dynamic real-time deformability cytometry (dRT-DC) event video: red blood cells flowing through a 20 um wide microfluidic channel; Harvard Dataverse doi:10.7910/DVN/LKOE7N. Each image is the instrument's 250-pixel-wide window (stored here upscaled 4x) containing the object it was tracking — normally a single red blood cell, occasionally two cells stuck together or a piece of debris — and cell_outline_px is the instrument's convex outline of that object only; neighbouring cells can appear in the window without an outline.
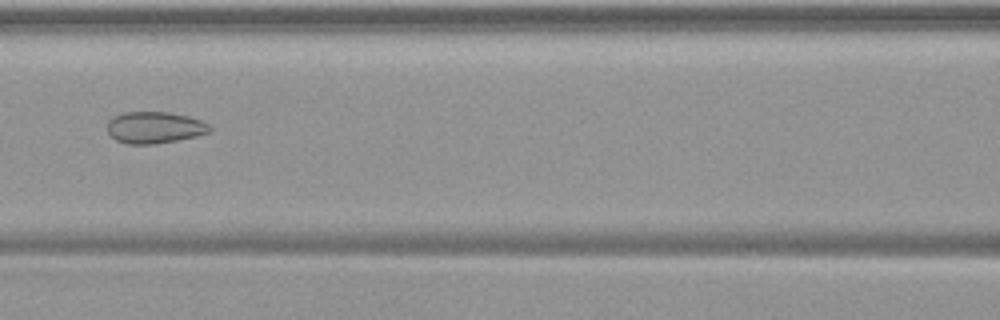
{"species": "common noctule bat (a hibernating species)", "species_latin": "Nyctalus noctula", "temperature_condition": "warm", "stored_images_in_passage": 54, "camera_frame_rate_fps": 3000, "um_per_image_px": 0.085, "animal": {"sex": "female", "body_mass_g": 19.9}, "frame": {"image": 1, "passage_image": 25, "time_ms": 8.0, "image_size_px": [1000, 320], "cell_outline_px": [[212, 132], [196, 136], [156, 144], [128, 144], [116, 140], [108, 132], [108, 120], [112, 116], [124, 112], [168, 112], [188, 116], [200, 120], [208, 124], [212, 128]], "centroid_in_image_um": [13.14, 10.83], "position_along_channel_um": 153.5, "area_um2": 18.96}}
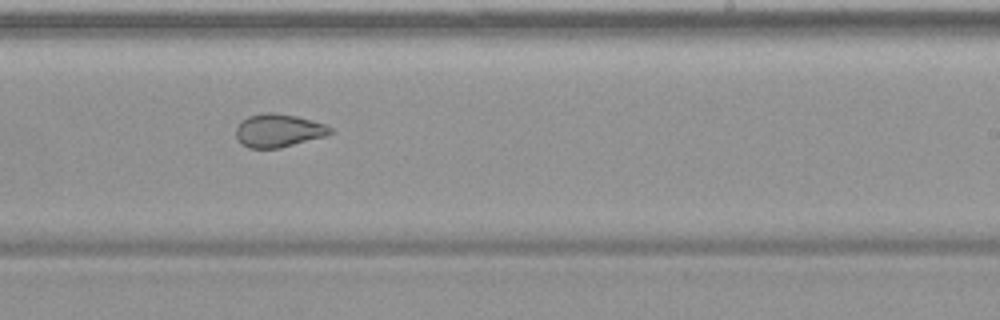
{"frame": {"image": 2, "passage_image": 34, "time_ms": 11.0, "image_size_px": [1000, 320], "cell_outline_px": [[332, 132], [328, 136], [280, 148], [248, 148], [240, 144], [236, 140], [236, 128], [248, 116], [264, 112], [272, 112], [296, 116], [312, 120], [324, 124], [332, 128]], "centroid_in_image_um": [23.67, 11.11], "position_along_channel_um": 265.3, "area_um2": 18.38}}
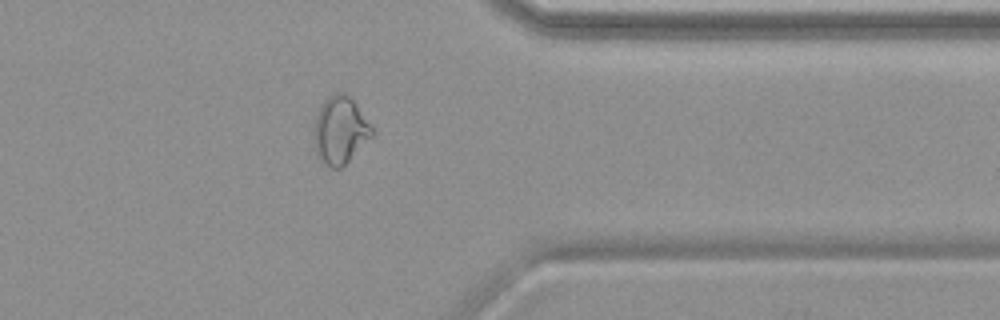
{"frame": {"image": 3, "passage_image": 44, "time_ms": 14.333, "image_size_px": [1000, 320], "cell_outline_px": [[376, 132], [340, 168], [332, 168], [324, 164], [316, 156], [312, 132], [316, 116], [320, 104], [328, 96], [336, 92], [344, 92], [356, 104]], "centroid_in_image_um": [28.87, 11.06], "position_along_channel_um": 382.5, "area_um2": 22.89}, "authors_computed_cell_mechanics": {"area_um2": 24.0737, "velocity_mm_per_s": 3.7485, "shape_relaxation_time_tau1_ms": null, "shape_relaxation_time_tau2_ms": 1.1437, "deformation_change_tau1": null, "deformation_change_tau2": 0.0732}}